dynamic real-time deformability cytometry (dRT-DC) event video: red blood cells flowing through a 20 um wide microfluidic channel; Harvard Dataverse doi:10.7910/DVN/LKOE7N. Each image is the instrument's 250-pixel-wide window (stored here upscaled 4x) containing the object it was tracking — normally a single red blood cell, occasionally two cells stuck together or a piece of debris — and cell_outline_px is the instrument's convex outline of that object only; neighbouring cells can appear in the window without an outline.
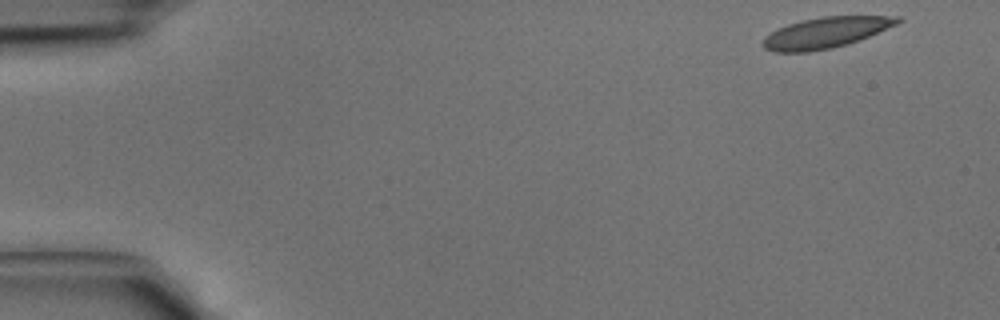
{"species": "common noctule bat (a hibernating species)", "species_latin": "Nyctalus noctula", "temperature_condition": "cold", "stored_images_in_passage": 5, "camera_frame_rate_fps": 3000, "um_per_image_px": 0.085, "animal": {"sex": "male", "body_mass_g": 15.6}, "frame": {"image": 1, "passage_image": 1, "time_ms": 0.0, "image_size_px": [1000, 320], "cell_outline_px": [[904, 20], [896, 24], [860, 40], [848, 44], [832, 48], [808, 52], [772, 52], [764, 48], [764, 36], [788, 24], [800, 20], [824, 16], [900, 16]], "centroid_in_image_um": [70.2, 2.77], "position_along_channel_um": 14.8, "area_um2": 24.1}}